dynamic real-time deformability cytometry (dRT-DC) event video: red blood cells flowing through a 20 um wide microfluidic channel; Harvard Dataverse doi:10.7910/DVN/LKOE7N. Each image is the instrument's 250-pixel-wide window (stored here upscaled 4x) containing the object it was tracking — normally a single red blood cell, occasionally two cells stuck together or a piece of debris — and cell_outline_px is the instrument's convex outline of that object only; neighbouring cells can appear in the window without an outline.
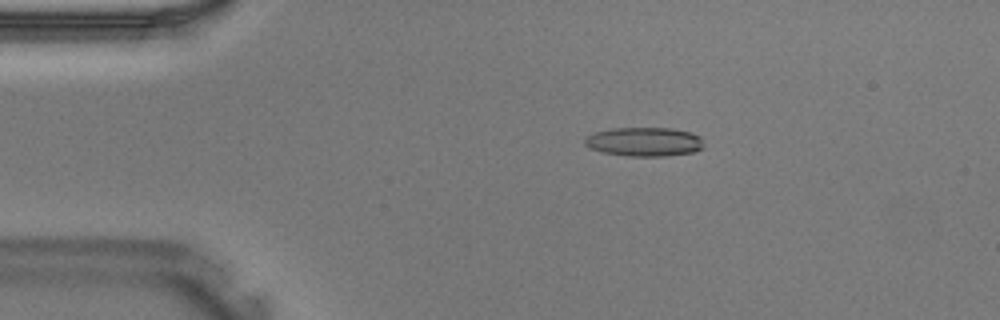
{"species": "Egyptian fruit bat (a non-hibernating species)", "species_latin": "Rousettus aegyptiacus", "temperature_condition": "warm", "stored_images_in_passage": 41, "camera_frame_rate_fps": 3000, "um_per_image_px": 0.085, "animal": {"sex": "male"}, "frame": {"image": 1, "passage_image": 8, "time_ms": 2.333, "image_size_px": [1000, 320], "cell_outline_px": [[704, 148], [692, 152], [664, 156], [628, 156], [604, 152], [592, 148], [584, 144], [584, 136], [596, 132], [612, 128], [672, 128], [692, 132], [700, 136]], "centroid_in_image_um": [54.78, 12.04], "position_along_channel_um": 30.2, "area_um2": 20.11}}
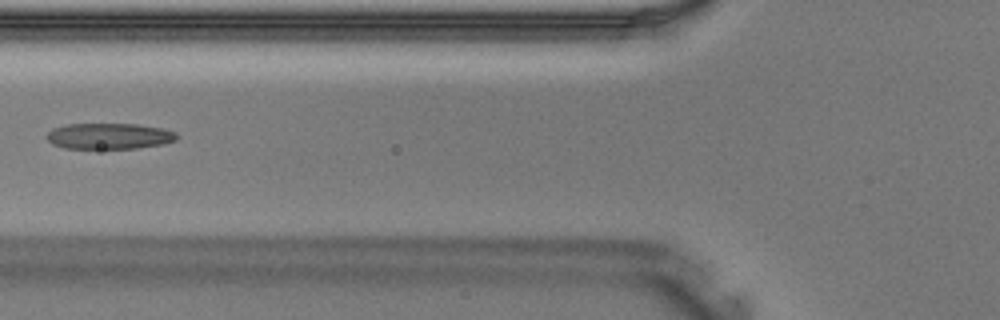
{"frame": {"image": 2, "passage_image": 16, "time_ms": 5.0, "image_size_px": [1000, 320], "cell_outline_px": [[180, 136], [176, 140], [160, 144], [136, 148], [64, 148], [52, 144], [44, 136], [52, 128], [68, 124], [136, 124], [164, 128], [176, 132]], "centroid_in_image_um": [9.27, 11.56], "position_along_channel_um": 116.5, "area_um2": 19.71}}
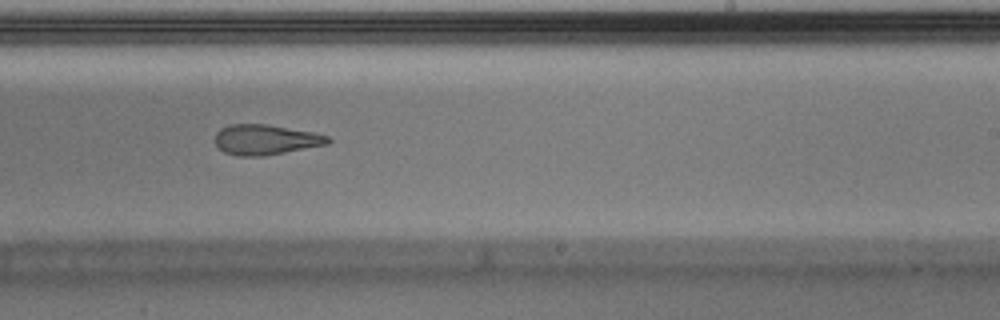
{"frame": {"image": 3, "passage_image": 25, "time_ms": 8.0, "image_size_px": [1000, 320], "cell_outline_px": [[332, 140], [328, 144], [264, 156], [236, 156], [224, 152], [216, 144], [216, 132], [220, 128], [228, 124], [268, 124], [316, 132], [328, 136]], "centroid_in_image_um": [22.59, 11.86], "position_along_channel_um": 266.4, "area_um2": 20.06}}